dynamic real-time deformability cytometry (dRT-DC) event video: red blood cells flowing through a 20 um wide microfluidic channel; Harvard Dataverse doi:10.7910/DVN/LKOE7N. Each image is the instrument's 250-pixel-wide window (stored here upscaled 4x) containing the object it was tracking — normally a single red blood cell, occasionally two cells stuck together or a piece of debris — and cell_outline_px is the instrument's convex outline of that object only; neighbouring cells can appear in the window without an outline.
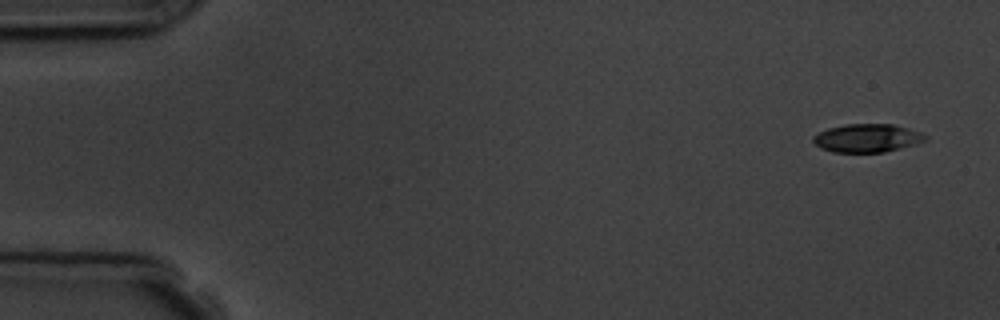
{"species": "common noctule bat (a hibernating species)", "species_latin": "Nyctalus noctula", "temperature_condition": "room temperature", "stored_images_in_passage": 6, "camera_frame_rate_fps": 3000, "um_per_image_px": 0.085, "animal": {"sex": "male", "body_mass_g": 19.5, "forearm_length_mm": 54.6}, "frame": {"image": 1, "passage_image": 1, "time_ms": 0.0, "image_size_px": [1000, 320], "cell_outline_px": [[928, 140], [884, 152], [832, 152], [820, 148], [812, 140], [812, 136], [828, 128], [844, 124], [892, 124], [908, 128], [920, 132], [928, 136]], "centroid_in_image_um": [73.69, 11.73], "position_along_channel_um": 11.3, "area_um2": 18.44}}